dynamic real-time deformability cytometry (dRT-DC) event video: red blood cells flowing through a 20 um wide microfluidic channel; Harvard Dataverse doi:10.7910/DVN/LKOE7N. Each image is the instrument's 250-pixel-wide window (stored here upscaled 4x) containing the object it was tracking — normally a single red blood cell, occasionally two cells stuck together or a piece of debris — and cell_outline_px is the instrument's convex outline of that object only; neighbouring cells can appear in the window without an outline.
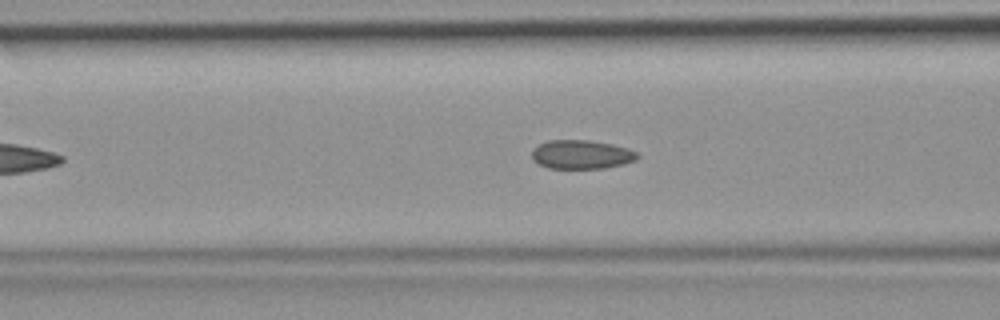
{"species": "common noctule bat (a hibernating species)", "species_latin": "Nyctalus noctula", "temperature_condition": "room temperature", "stored_images_in_passage": 41, "camera_frame_rate_fps": 3000, "um_per_image_px": 0.085, "animal": {"sex": "female", "body_mass_g": 19.9}, "frame": {"image": 1, "passage_image": 12, "time_ms": 3.667, "image_size_px": [1000, 320], "cell_outline_px": [[640, 156], [636, 160], [624, 164], [604, 168], [548, 168], [532, 160], [532, 152], [540, 144], [548, 140], [588, 140], [612, 144], [628, 148], [636, 152]], "centroid_in_image_um": [49.45, 13.13], "position_along_channel_um": 117.1, "area_um2": 17.69}}
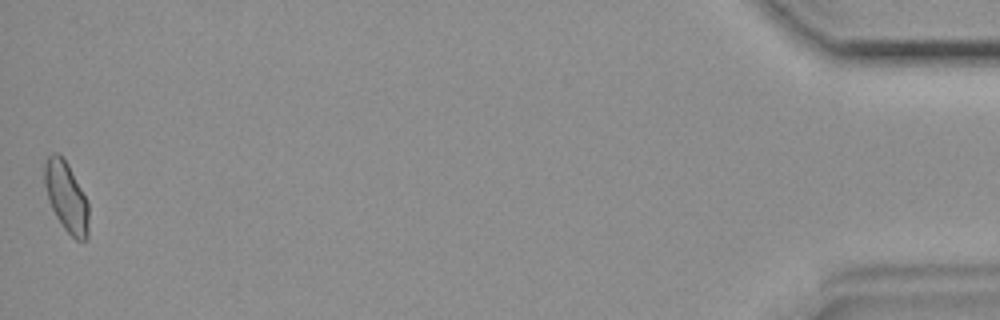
{"frame": {"image": 2, "passage_image": 41, "time_ms": 13.333, "image_size_px": [1000, 320], "cell_outline_px": [[88, 236], [84, 240], [76, 240], [64, 228], [56, 216], [48, 200], [44, 184], [44, 164], [48, 156], [52, 152], [56, 152], [68, 164], [88, 204]], "centroid_in_image_um": [5.61, 16.73], "position_along_channel_um": 429.6, "area_um2": 17.69}}